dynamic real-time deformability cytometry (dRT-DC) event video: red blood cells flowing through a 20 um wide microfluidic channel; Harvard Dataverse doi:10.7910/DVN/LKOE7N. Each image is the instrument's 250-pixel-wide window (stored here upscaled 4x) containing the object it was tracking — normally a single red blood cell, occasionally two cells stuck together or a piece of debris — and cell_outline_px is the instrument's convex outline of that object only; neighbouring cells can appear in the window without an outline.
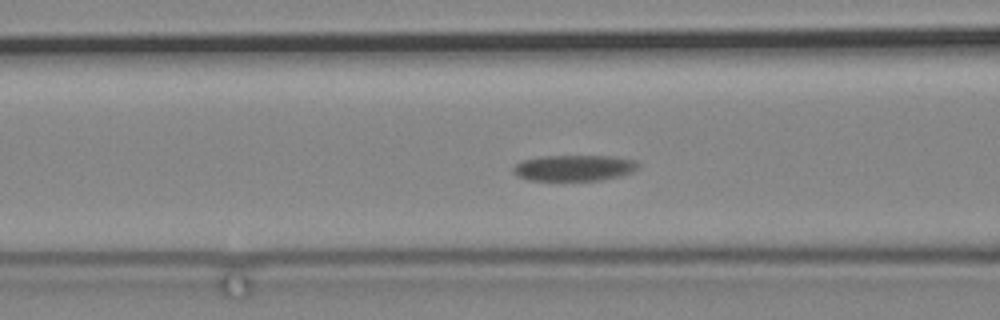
{"species": "common noctule bat (a hibernating species)", "species_latin": "Nyctalus noctula", "temperature_condition": "cold", "stored_images_in_passage": 48, "camera_frame_rate_fps": 3000, "um_per_image_px": 0.085, "animal": {"sex": "male", "body_mass_g": 19.2, "forearm_length_mm": 51.8}, "frame": {"image": 1, "passage_image": 7, "time_ms": 2.0, "image_size_px": [1000, 320], "cell_outline_px": [[640, 164], [632, 172], [620, 176], [600, 180], [528, 180], [516, 176], [512, 172], [512, 168], [516, 164], [524, 160], [540, 156], [608, 156], [636, 160]], "centroid_in_image_um": [48.77, 14.27], "position_along_channel_um": 117.8, "area_um2": 18.9}}
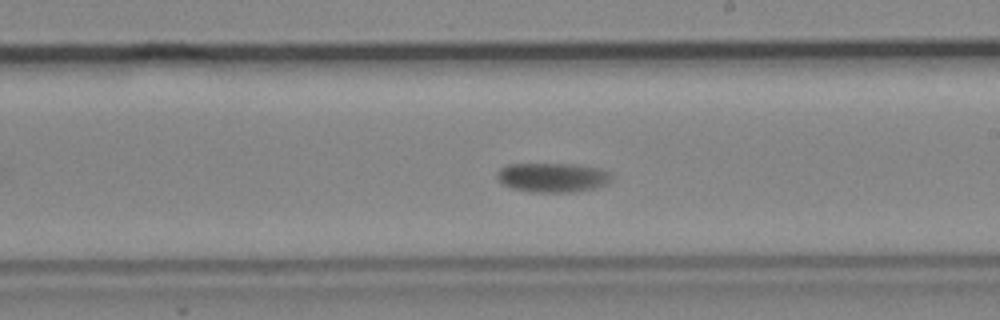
{"frame": {"image": 2, "passage_image": 19, "time_ms": 6.0, "image_size_px": [1000, 320], "cell_outline_px": [[612, 180], [608, 184], [592, 188], [572, 192], [528, 192], [512, 188], [504, 184], [496, 176], [496, 172], [500, 168], [508, 164], [576, 164], [600, 168], [608, 172], [612, 176]], "centroid_in_image_um": [46.97, 15.08], "position_along_channel_um": 242.0, "area_um2": 19.65}}
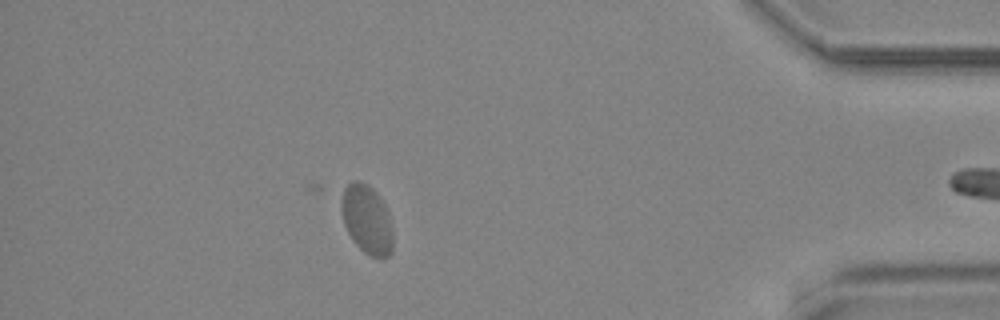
{"frame": {"image": 3, "passage_image": 39, "time_ms": 12.667, "image_size_px": [1000, 320], "cell_outline_px": [[392, 252], [388, 256], [380, 260], [368, 256], [352, 240], [344, 224], [340, 208], [340, 200], [344, 188], [352, 180], [360, 180], [368, 184], [380, 196], [388, 212], [392, 228]], "centroid_in_image_um": [31.18, 18.66], "position_along_channel_um": 404.0, "area_um2": 21.15}}